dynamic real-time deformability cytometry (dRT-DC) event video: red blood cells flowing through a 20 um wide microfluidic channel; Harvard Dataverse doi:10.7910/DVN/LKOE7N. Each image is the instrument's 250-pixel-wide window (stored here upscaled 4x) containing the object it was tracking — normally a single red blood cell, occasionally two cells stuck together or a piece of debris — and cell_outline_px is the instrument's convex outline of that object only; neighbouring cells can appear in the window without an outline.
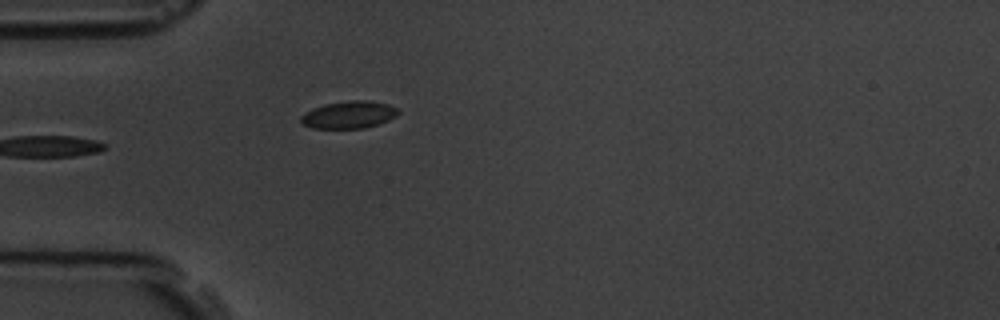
{"species": "common noctule bat (a hibernating species)", "species_latin": "Nyctalus noctula", "temperature_condition": "room temperature", "stored_images_in_passage": 1, "camera_frame_rate_fps": 3000, "um_per_image_px": 0.085, "animal": {"sex": "male", "body_mass_g": 19.5, "forearm_length_mm": 54.6}, "frame": {"image": 1, "passage_image": 1, "time_ms": 0.0, "image_size_px": [1000, 320], "cell_outline_px": [[400, 112], [396, 116], [388, 120], [364, 128], [312, 128], [304, 124], [300, 120], [300, 116], [304, 112], [312, 108], [324, 104], [352, 100], [368, 100], [388, 104], [396, 108]], "centroid_in_image_um": [29.63, 9.74], "position_along_channel_um": 55.4, "area_um2": 15.43}}